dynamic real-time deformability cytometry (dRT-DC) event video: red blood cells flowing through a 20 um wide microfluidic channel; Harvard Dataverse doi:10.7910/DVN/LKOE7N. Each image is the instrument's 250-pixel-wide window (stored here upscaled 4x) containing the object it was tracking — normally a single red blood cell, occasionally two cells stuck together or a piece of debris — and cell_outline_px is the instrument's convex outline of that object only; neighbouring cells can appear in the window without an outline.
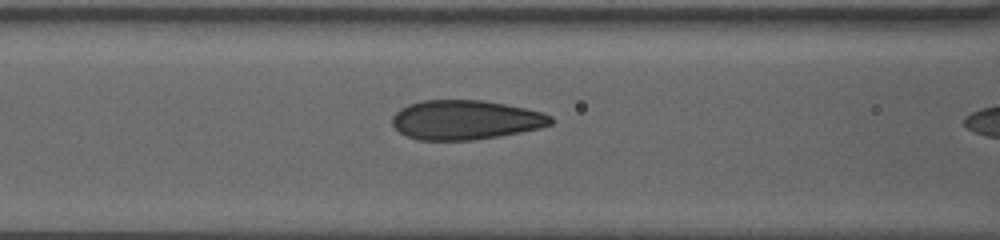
{"species": "human", "species_latin": "Homo sapiens", "temperature_condition": "warm", "stored_images_in_passage": 17, "camera_frame_rate_fps": 3000, "um_per_image_px": 0.085, "donor": {"sex": "female"}, "frame": {"image": 1, "passage_image": 16, "time_ms": 7.0, "image_size_px": [1000, 240], "cell_outline_px": [[552, 124], [540, 128], [520, 132], [472, 140], [420, 140], [404, 136], [392, 124], [392, 116], [400, 108], [408, 104], [424, 100], [484, 100], [544, 112], [552, 116]], "centroid_in_image_um": [39.55, 10.19], "position_along_channel_um": 127.1, "area_um2": 36.41}}